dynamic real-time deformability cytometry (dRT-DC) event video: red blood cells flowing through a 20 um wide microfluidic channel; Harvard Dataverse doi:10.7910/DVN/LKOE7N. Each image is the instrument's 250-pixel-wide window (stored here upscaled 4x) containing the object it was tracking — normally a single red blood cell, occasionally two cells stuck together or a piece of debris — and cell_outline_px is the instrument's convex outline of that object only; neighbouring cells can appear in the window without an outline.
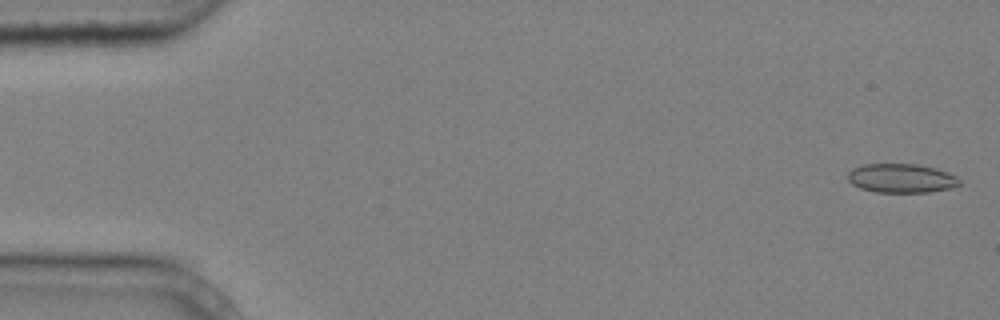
{"species": "common noctule bat (a hibernating species)", "species_latin": "Nyctalus noctula", "temperature_condition": "cold", "stored_images_in_passage": 6, "camera_frame_rate_fps": 3000, "um_per_image_px": 0.085, "animal": {"sex": "male", "body_mass_g": 20.4}, "frame": {"image": 1, "passage_image": 1, "time_ms": 0.0, "image_size_px": [1000, 320], "cell_outline_px": [[960, 184], [952, 188], [928, 192], [876, 192], [860, 188], [852, 184], [848, 180], [848, 172], [852, 168], [860, 164], [916, 164], [936, 168], [948, 172], [956, 176], [960, 180]], "centroid_in_image_um": [76.6, 15.14], "position_along_channel_um": 8.4, "area_um2": 19.02}}